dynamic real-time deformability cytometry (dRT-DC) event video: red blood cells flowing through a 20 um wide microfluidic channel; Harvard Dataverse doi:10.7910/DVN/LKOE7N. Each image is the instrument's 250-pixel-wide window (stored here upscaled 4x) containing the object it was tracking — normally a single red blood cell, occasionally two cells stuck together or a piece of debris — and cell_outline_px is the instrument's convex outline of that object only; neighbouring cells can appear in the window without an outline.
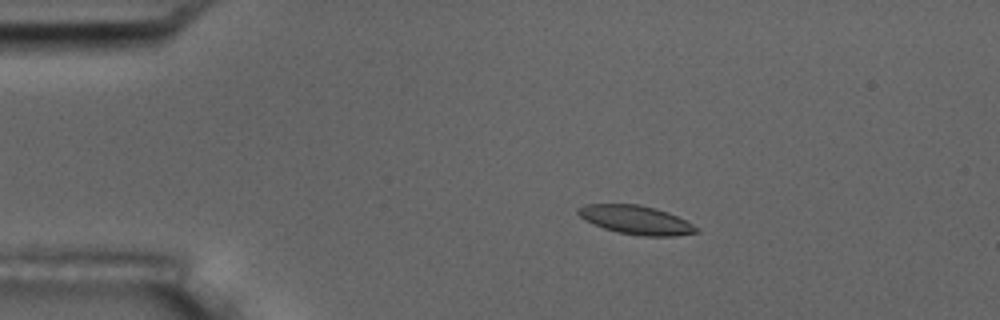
{"species": "common noctule bat (a hibernating species)", "species_latin": "Nyctalus noctula", "temperature_condition": "room temperature", "stored_images_in_passage": 6, "camera_frame_rate_fps": 3000, "um_per_image_px": 0.085, "animal": {"sex": "male", "body_mass_g": 17.5, "forearm_length_mm": 52.3}, "frame": {"image": 1, "passage_image": 3, "time_ms": 2.333, "image_size_px": [1000, 320], "cell_outline_px": [[700, 232], [676, 236], [640, 236], [616, 232], [604, 228], [580, 216], [576, 212], [576, 208], [584, 204], [636, 204], [656, 208], [668, 212], [700, 228]], "centroid_in_image_um": [54.08, 18.7], "position_along_channel_um": 30.9, "area_um2": 19.77}}
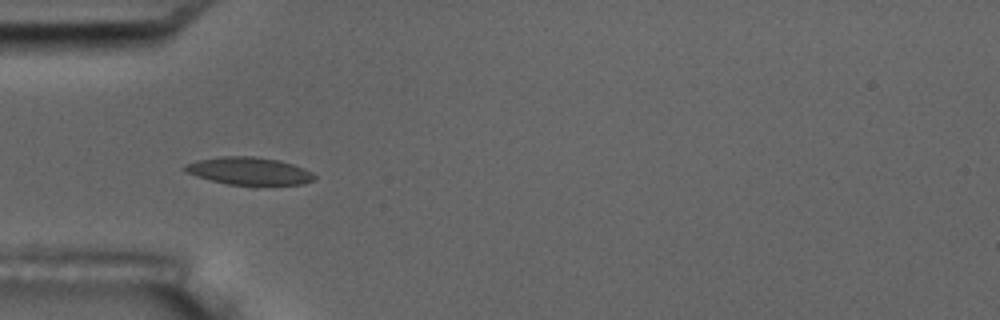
{"frame": {"image": 2, "passage_image": 5, "time_ms": 4.667, "image_size_px": [1000, 320], "cell_outline_px": [[316, 180], [300, 184], [252, 188], [228, 184], [196, 176], [184, 172], [180, 168], [184, 164], [196, 160], [220, 156], [252, 156], [280, 160], [304, 168], [312, 172], [316, 176]], "centroid_in_image_um": [21.17, 14.57], "position_along_channel_um": 63.8, "area_um2": 21.85}}